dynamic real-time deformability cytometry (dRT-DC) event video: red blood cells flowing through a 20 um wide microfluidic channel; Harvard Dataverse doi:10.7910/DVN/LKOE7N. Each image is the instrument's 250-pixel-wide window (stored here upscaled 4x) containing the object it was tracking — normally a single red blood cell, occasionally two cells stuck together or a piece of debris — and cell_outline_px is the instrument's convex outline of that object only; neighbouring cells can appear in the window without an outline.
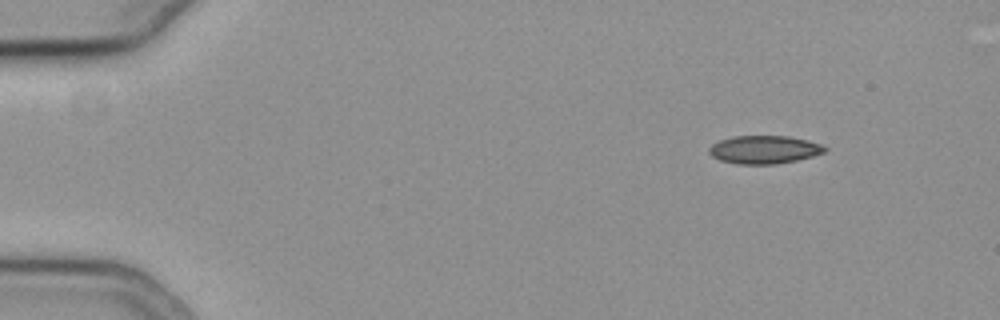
{"species": "common noctule bat (a hibernating species)", "species_latin": "Nyctalus noctula", "temperature_condition": "cold", "stored_images_in_passage": 50, "camera_frame_rate_fps": 3000, "um_per_image_px": 0.085, "animal": {"sex": "female", "body_mass_g": 19.3, "forearm_length_mm": 54.1}, "frame": {"image": 1, "passage_image": 1, "time_ms": 0.0, "image_size_px": [1000, 320], "cell_outline_px": [[828, 148], [824, 152], [812, 156], [796, 160], [776, 164], [736, 164], [720, 160], [712, 156], [708, 152], [708, 148], [712, 144], [720, 140], [732, 136], [788, 136], [808, 140], [820, 144]], "centroid_in_image_um": [64.93, 12.71], "position_along_channel_um": 20.1, "area_um2": 18.96}}
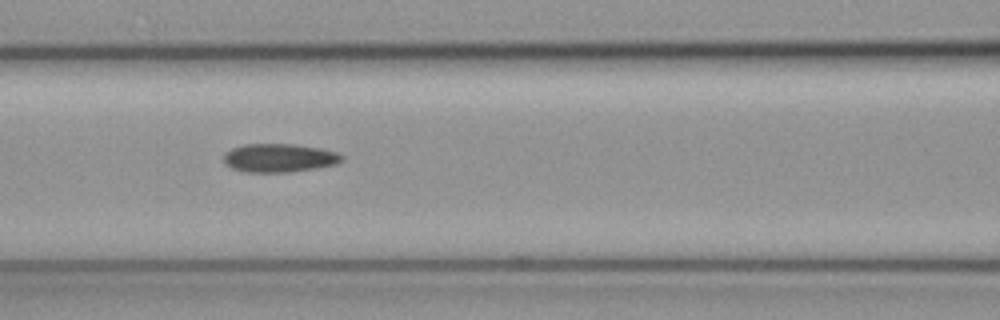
{"frame": {"image": 2, "passage_image": 19, "time_ms": 6.0, "image_size_px": [1000, 320], "cell_outline_px": [[344, 160], [336, 164], [316, 168], [288, 172], [244, 172], [232, 168], [224, 164], [224, 152], [232, 148], [244, 144], [292, 144], [320, 148], [336, 152], [344, 156]], "centroid_in_image_um": [23.72, 13.42], "position_along_channel_um": 142.9, "area_um2": 19.71}}
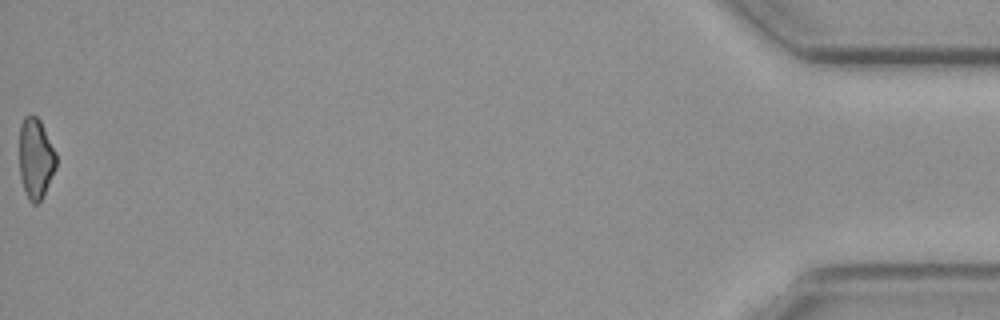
{"frame": {"image": 3, "passage_image": 50, "time_ms": 16.333, "image_size_px": [1000, 320], "cell_outline_px": [[56, 168], [40, 200], [36, 204], [32, 204], [28, 200], [20, 176], [20, 124], [24, 116], [32, 112], [40, 120], [56, 152]], "centroid_in_image_um": [3.03, 13.42], "position_along_channel_um": 432.2, "area_um2": 17.22}, "authors_computed_cell_mechanics": {"area_um2": 18.9006, "velocity_mm_per_s": 3.7842, "shape_relaxation_time_tau1_ms": 2.1555, "shape_relaxation_time_tau2_ms": null, "deformation_change_tau1": 0.0743, "deformation_change_tau2": null}}